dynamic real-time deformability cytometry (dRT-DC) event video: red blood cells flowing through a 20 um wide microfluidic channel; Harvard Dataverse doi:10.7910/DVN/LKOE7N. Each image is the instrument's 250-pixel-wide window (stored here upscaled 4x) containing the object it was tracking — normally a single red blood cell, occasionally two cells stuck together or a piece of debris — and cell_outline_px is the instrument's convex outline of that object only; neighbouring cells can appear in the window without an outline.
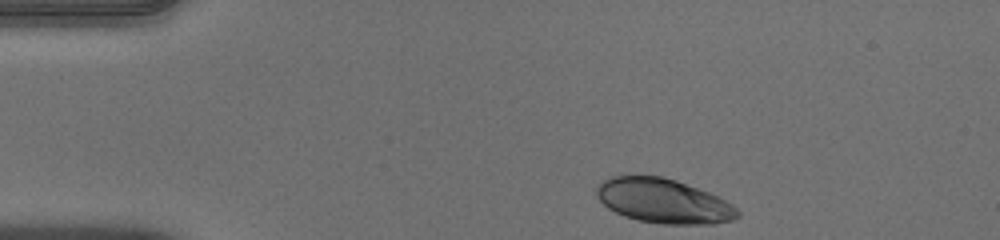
{"species": "human", "species_latin": "Homo sapiens", "temperature_condition": "warm", "stored_images_in_passage": 38, "camera_frame_rate_fps": 3000, "um_per_image_px": 0.085, "donor": {"sex": "male"}, "frame": {"image": 1, "passage_image": 1, "time_ms": 0.0, "image_size_px": [1000, 240], "cell_outline_px": [[740, 216], [732, 220], [716, 224], [664, 224], [636, 220], [624, 216], [608, 208], [596, 196], [596, 188], [608, 176], [660, 176], [676, 180], [708, 192], [732, 204], [740, 212]], "centroid_in_image_um": [56.4, 17.09], "position_along_channel_um": 28.6, "area_um2": 36.41}}
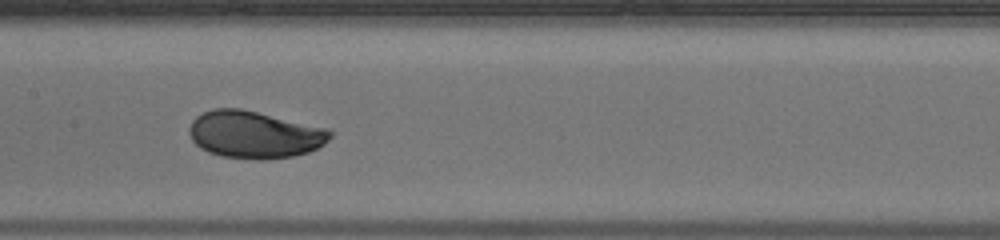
{"frame": {"image": 2, "passage_image": 18, "time_ms": 5.667, "image_size_px": [1000, 240], "cell_outline_px": [[332, 136], [324, 144], [308, 152], [292, 156], [264, 160], [260, 160], [220, 156], [208, 152], [200, 148], [192, 140], [188, 132], [188, 128], [192, 120], [196, 116], [212, 108], [240, 108], [324, 128], [332, 132]], "centroid_in_image_um": [21.57, 11.45], "position_along_channel_um": 185.8, "area_um2": 38.61}}
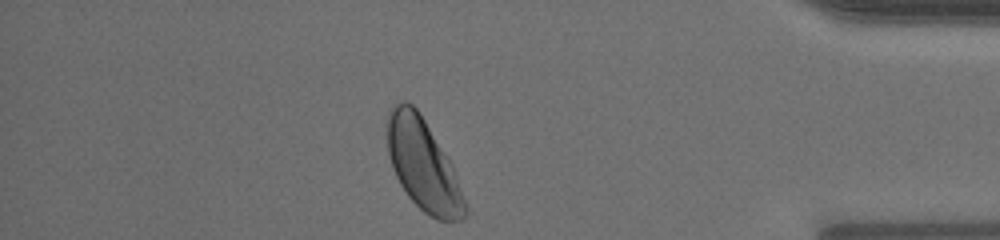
{"frame": {"image": 3, "passage_image": 37, "time_ms": 12.0, "image_size_px": [1000, 240], "cell_outline_px": [[468, 212], [460, 220], [436, 220], [428, 216], [408, 196], [400, 184], [392, 168], [388, 152], [384, 128], [384, 124], [388, 112], [392, 104], [396, 100], [404, 100], [412, 104], [416, 108], [424, 120], [452, 164], [468, 208]], "centroid_in_image_um": [35.91, 13.97], "position_along_channel_um": 399.3, "area_um2": 41.79}, "authors_computed_cell_mechanics": {"area_um2": 38.0324, "velocity_mm_per_s": 3.9276, "shape_relaxation_time_tau1_ms": 3.118, "shape_relaxation_time_tau2_ms": null, "deformation_change_tau1": 0.1418, "deformation_change_tau2": null}}